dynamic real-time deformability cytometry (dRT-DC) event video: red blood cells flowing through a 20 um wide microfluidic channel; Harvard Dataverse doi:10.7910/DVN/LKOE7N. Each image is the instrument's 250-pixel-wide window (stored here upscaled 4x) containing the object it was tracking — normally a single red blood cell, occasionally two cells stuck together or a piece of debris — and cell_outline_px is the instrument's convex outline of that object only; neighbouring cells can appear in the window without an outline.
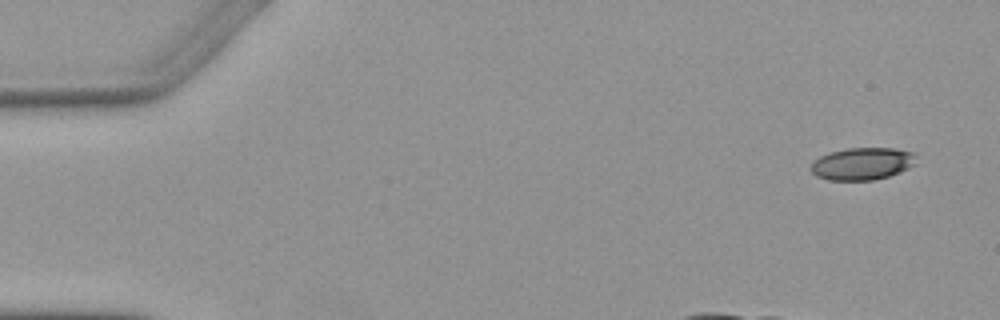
{"species": "Egyptian fruit bat (a non-hibernating species)", "species_latin": "Rousettus aegyptiacus", "temperature_condition": "warm", "stored_images_in_passage": 7, "camera_frame_rate_fps": 3000, "um_per_image_px": 0.085, "animal": {"sex": "female"}, "frame": {"image": 1, "passage_image": 1, "time_ms": 0.0, "image_size_px": [1000, 320], "cell_outline_px": [[916, 164], [900, 172], [888, 176], [872, 180], [828, 180], [816, 176], [808, 168], [820, 156], [832, 152], [848, 148], [896, 148], [916, 152]], "centroid_in_image_um": [73.33, 13.91], "position_along_channel_um": 11.7, "area_um2": 19.94}}
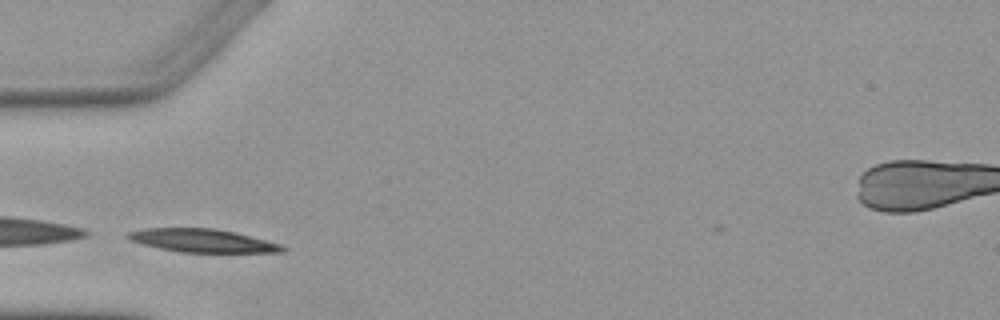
{"frame": {"image": 2, "passage_image": 5, "time_ms": 6.0, "image_size_px": [1000, 320], "cell_outline_px": [[288, 248], [284, 252], [180, 252], [160, 248], [144, 244], [132, 240], [124, 236], [128, 232], [144, 228], [212, 228], [236, 232], [280, 244]], "centroid_in_image_um": [17.22, 20.45], "position_along_channel_um": 67.8, "area_um2": 20.75}}
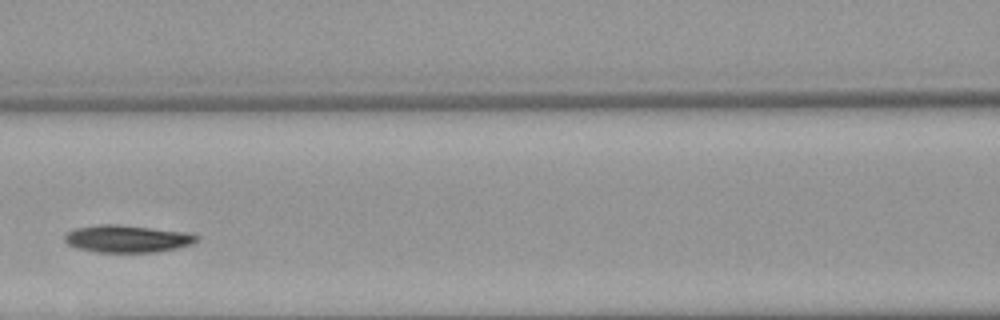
{"frame": {"image": 3, "passage_image": 7, "time_ms": 8.333, "image_size_px": [1000, 320], "cell_outline_px": [[200, 240], [192, 244], [176, 248], [156, 252], [96, 252], [76, 248], [68, 244], [64, 240], [64, 236], [68, 232], [76, 228], [100, 224], [116, 224], [188, 232], [200, 236]], "centroid_in_image_um": [10.84, 20.29], "position_along_channel_um": 155.8, "area_um2": 21.1}}